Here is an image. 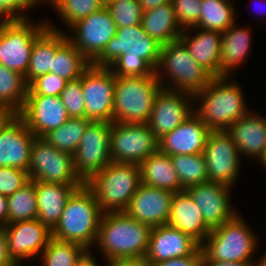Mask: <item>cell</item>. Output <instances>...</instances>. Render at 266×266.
<instances>
[{
  "label": "cell",
  "instance_id": "cell-50",
  "mask_svg": "<svg viewBox=\"0 0 266 266\" xmlns=\"http://www.w3.org/2000/svg\"><path fill=\"white\" fill-rule=\"evenodd\" d=\"M8 224V200L0 194V227Z\"/></svg>",
  "mask_w": 266,
  "mask_h": 266
},
{
  "label": "cell",
  "instance_id": "cell-26",
  "mask_svg": "<svg viewBox=\"0 0 266 266\" xmlns=\"http://www.w3.org/2000/svg\"><path fill=\"white\" fill-rule=\"evenodd\" d=\"M37 196V219L50 230L59 222L69 197L79 188L71 184L34 181Z\"/></svg>",
  "mask_w": 266,
  "mask_h": 266
},
{
  "label": "cell",
  "instance_id": "cell-47",
  "mask_svg": "<svg viewBox=\"0 0 266 266\" xmlns=\"http://www.w3.org/2000/svg\"><path fill=\"white\" fill-rule=\"evenodd\" d=\"M108 266H151L145 256L137 258H122L107 262Z\"/></svg>",
  "mask_w": 266,
  "mask_h": 266
},
{
  "label": "cell",
  "instance_id": "cell-51",
  "mask_svg": "<svg viewBox=\"0 0 266 266\" xmlns=\"http://www.w3.org/2000/svg\"><path fill=\"white\" fill-rule=\"evenodd\" d=\"M138 1L143 11L155 9L156 7H159L160 5L172 2V0H138Z\"/></svg>",
  "mask_w": 266,
  "mask_h": 266
},
{
  "label": "cell",
  "instance_id": "cell-24",
  "mask_svg": "<svg viewBox=\"0 0 266 266\" xmlns=\"http://www.w3.org/2000/svg\"><path fill=\"white\" fill-rule=\"evenodd\" d=\"M168 225L189 235L199 245L204 243L212 231L205 223L200 209L185 189L175 192L172 197Z\"/></svg>",
  "mask_w": 266,
  "mask_h": 266
},
{
  "label": "cell",
  "instance_id": "cell-55",
  "mask_svg": "<svg viewBox=\"0 0 266 266\" xmlns=\"http://www.w3.org/2000/svg\"><path fill=\"white\" fill-rule=\"evenodd\" d=\"M116 0H100V2L102 3V5L104 7H108L111 3H113Z\"/></svg>",
  "mask_w": 266,
  "mask_h": 266
},
{
  "label": "cell",
  "instance_id": "cell-21",
  "mask_svg": "<svg viewBox=\"0 0 266 266\" xmlns=\"http://www.w3.org/2000/svg\"><path fill=\"white\" fill-rule=\"evenodd\" d=\"M174 193L141 184L125 212L150 227L167 225Z\"/></svg>",
  "mask_w": 266,
  "mask_h": 266
},
{
  "label": "cell",
  "instance_id": "cell-38",
  "mask_svg": "<svg viewBox=\"0 0 266 266\" xmlns=\"http://www.w3.org/2000/svg\"><path fill=\"white\" fill-rule=\"evenodd\" d=\"M87 250L76 243L50 238L43 250L44 266H75Z\"/></svg>",
  "mask_w": 266,
  "mask_h": 266
},
{
  "label": "cell",
  "instance_id": "cell-45",
  "mask_svg": "<svg viewBox=\"0 0 266 266\" xmlns=\"http://www.w3.org/2000/svg\"><path fill=\"white\" fill-rule=\"evenodd\" d=\"M202 250L199 247L192 255L182 258H172L151 266H201Z\"/></svg>",
  "mask_w": 266,
  "mask_h": 266
},
{
  "label": "cell",
  "instance_id": "cell-57",
  "mask_svg": "<svg viewBox=\"0 0 266 266\" xmlns=\"http://www.w3.org/2000/svg\"><path fill=\"white\" fill-rule=\"evenodd\" d=\"M12 266H19V263H14Z\"/></svg>",
  "mask_w": 266,
  "mask_h": 266
},
{
  "label": "cell",
  "instance_id": "cell-9",
  "mask_svg": "<svg viewBox=\"0 0 266 266\" xmlns=\"http://www.w3.org/2000/svg\"><path fill=\"white\" fill-rule=\"evenodd\" d=\"M256 237L242 217L237 214L233 219L212 229L204 243L200 245L202 259L253 262L251 257L258 245Z\"/></svg>",
  "mask_w": 266,
  "mask_h": 266
},
{
  "label": "cell",
  "instance_id": "cell-49",
  "mask_svg": "<svg viewBox=\"0 0 266 266\" xmlns=\"http://www.w3.org/2000/svg\"><path fill=\"white\" fill-rule=\"evenodd\" d=\"M253 262H223L212 259H201V266H252Z\"/></svg>",
  "mask_w": 266,
  "mask_h": 266
},
{
  "label": "cell",
  "instance_id": "cell-30",
  "mask_svg": "<svg viewBox=\"0 0 266 266\" xmlns=\"http://www.w3.org/2000/svg\"><path fill=\"white\" fill-rule=\"evenodd\" d=\"M142 28L161 45L180 39L183 29L177 22L172 2L143 11Z\"/></svg>",
  "mask_w": 266,
  "mask_h": 266
},
{
  "label": "cell",
  "instance_id": "cell-7",
  "mask_svg": "<svg viewBox=\"0 0 266 266\" xmlns=\"http://www.w3.org/2000/svg\"><path fill=\"white\" fill-rule=\"evenodd\" d=\"M162 88L156 75L116 77L113 122L146 124Z\"/></svg>",
  "mask_w": 266,
  "mask_h": 266
},
{
  "label": "cell",
  "instance_id": "cell-43",
  "mask_svg": "<svg viewBox=\"0 0 266 266\" xmlns=\"http://www.w3.org/2000/svg\"><path fill=\"white\" fill-rule=\"evenodd\" d=\"M202 0H172L178 24L184 30L194 27L201 15Z\"/></svg>",
  "mask_w": 266,
  "mask_h": 266
},
{
  "label": "cell",
  "instance_id": "cell-6",
  "mask_svg": "<svg viewBox=\"0 0 266 266\" xmlns=\"http://www.w3.org/2000/svg\"><path fill=\"white\" fill-rule=\"evenodd\" d=\"M141 184L138 164L118 162L109 163L85 183L103 213L125 211Z\"/></svg>",
  "mask_w": 266,
  "mask_h": 266
},
{
  "label": "cell",
  "instance_id": "cell-13",
  "mask_svg": "<svg viewBox=\"0 0 266 266\" xmlns=\"http://www.w3.org/2000/svg\"><path fill=\"white\" fill-rule=\"evenodd\" d=\"M116 76L106 67L90 65L81 75L85 102V118L90 121L113 122Z\"/></svg>",
  "mask_w": 266,
  "mask_h": 266
},
{
  "label": "cell",
  "instance_id": "cell-56",
  "mask_svg": "<svg viewBox=\"0 0 266 266\" xmlns=\"http://www.w3.org/2000/svg\"><path fill=\"white\" fill-rule=\"evenodd\" d=\"M259 161H260V163L263 164V166L266 167V151H265V153H264V156H263Z\"/></svg>",
  "mask_w": 266,
  "mask_h": 266
},
{
  "label": "cell",
  "instance_id": "cell-4",
  "mask_svg": "<svg viewBox=\"0 0 266 266\" xmlns=\"http://www.w3.org/2000/svg\"><path fill=\"white\" fill-rule=\"evenodd\" d=\"M102 214L94 193L84 184L69 197L51 237L89 250L96 243Z\"/></svg>",
  "mask_w": 266,
  "mask_h": 266
},
{
  "label": "cell",
  "instance_id": "cell-23",
  "mask_svg": "<svg viewBox=\"0 0 266 266\" xmlns=\"http://www.w3.org/2000/svg\"><path fill=\"white\" fill-rule=\"evenodd\" d=\"M200 245L189 235L167 225L151 227L145 255L152 265L172 258L192 255Z\"/></svg>",
  "mask_w": 266,
  "mask_h": 266
},
{
  "label": "cell",
  "instance_id": "cell-16",
  "mask_svg": "<svg viewBox=\"0 0 266 266\" xmlns=\"http://www.w3.org/2000/svg\"><path fill=\"white\" fill-rule=\"evenodd\" d=\"M190 97L194 98V95L183 91L160 89L147 123L158 139L174 130L194 113V104L190 103L194 100Z\"/></svg>",
  "mask_w": 266,
  "mask_h": 266
},
{
  "label": "cell",
  "instance_id": "cell-32",
  "mask_svg": "<svg viewBox=\"0 0 266 266\" xmlns=\"http://www.w3.org/2000/svg\"><path fill=\"white\" fill-rule=\"evenodd\" d=\"M25 76L0 64V107L19 114L27 98Z\"/></svg>",
  "mask_w": 266,
  "mask_h": 266
},
{
  "label": "cell",
  "instance_id": "cell-46",
  "mask_svg": "<svg viewBox=\"0 0 266 266\" xmlns=\"http://www.w3.org/2000/svg\"><path fill=\"white\" fill-rule=\"evenodd\" d=\"M14 263L8 253L5 231L0 227V266H12Z\"/></svg>",
  "mask_w": 266,
  "mask_h": 266
},
{
  "label": "cell",
  "instance_id": "cell-34",
  "mask_svg": "<svg viewBox=\"0 0 266 266\" xmlns=\"http://www.w3.org/2000/svg\"><path fill=\"white\" fill-rule=\"evenodd\" d=\"M230 2L231 0H202L199 21L192 29L224 32L236 22L235 7Z\"/></svg>",
  "mask_w": 266,
  "mask_h": 266
},
{
  "label": "cell",
  "instance_id": "cell-35",
  "mask_svg": "<svg viewBox=\"0 0 266 266\" xmlns=\"http://www.w3.org/2000/svg\"><path fill=\"white\" fill-rule=\"evenodd\" d=\"M90 122L86 118H70L62 126L49 131L42 138L56 149L74 155Z\"/></svg>",
  "mask_w": 266,
  "mask_h": 266
},
{
  "label": "cell",
  "instance_id": "cell-18",
  "mask_svg": "<svg viewBox=\"0 0 266 266\" xmlns=\"http://www.w3.org/2000/svg\"><path fill=\"white\" fill-rule=\"evenodd\" d=\"M18 115L36 137H43L70 119L61 97L48 95H27Z\"/></svg>",
  "mask_w": 266,
  "mask_h": 266
},
{
  "label": "cell",
  "instance_id": "cell-31",
  "mask_svg": "<svg viewBox=\"0 0 266 266\" xmlns=\"http://www.w3.org/2000/svg\"><path fill=\"white\" fill-rule=\"evenodd\" d=\"M236 27V23H234L222 32L220 77H229L230 71L243 63L250 49L249 29Z\"/></svg>",
  "mask_w": 266,
  "mask_h": 266
},
{
  "label": "cell",
  "instance_id": "cell-2",
  "mask_svg": "<svg viewBox=\"0 0 266 266\" xmlns=\"http://www.w3.org/2000/svg\"><path fill=\"white\" fill-rule=\"evenodd\" d=\"M0 17V64L26 76L35 39L48 24H32L8 0H0Z\"/></svg>",
  "mask_w": 266,
  "mask_h": 266
},
{
  "label": "cell",
  "instance_id": "cell-28",
  "mask_svg": "<svg viewBox=\"0 0 266 266\" xmlns=\"http://www.w3.org/2000/svg\"><path fill=\"white\" fill-rule=\"evenodd\" d=\"M48 27L35 39L25 81L29 85L38 76L51 72L56 50L68 39L67 35L47 23Z\"/></svg>",
  "mask_w": 266,
  "mask_h": 266
},
{
  "label": "cell",
  "instance_id": "cell-29",
  "mask_svg": "<svg viewBox=\"0 0 266 266\" xmlns=\"http://www.w3.org/2000/svg\"><path fill=\"white\" fill-rule=\"evenodd\" d=\"M141 182L145 186L171 191L184 190L181 187L171 157L159 150L146 158L140 165Z\"/></svg>",
  "mask_w": 266,
  "mask_h": 266
},
{
  "label": "cell",
  "instance_id": "cell-33",
  "mask_svg": "<svg viewBox=\"0 0 266 266\" xmlns=\"http://www.w3.org/2000/svg\"><path fill=\"white\" fill-rule=\"evenodd\" d=\"M90 61L67 39L55 52L51 73L66 81L79 79Z\"/></svg>",
  "mask_w": 266,
  "mask_h": 266
},
{
  "label": "cell",
  "instance_id": "cell-11",
  "mask_svg": "<svg viewBox=\"0 0 266 266\" xmlns=\"http://www.w3.org/2000/svg\"><path fill=\"white\" fill-rule=\"evenodd\" d=\"M159 139L148 124L112 122L110 155L112 162L140 165L158 151Z\"/></svg>",
  "mask_w": 266,
  "mask_h": 266
},
{
  "label": "cell",
  "instance_id": "cell-36",
  "mask_svg": "<svg viewBox=\"0 0 266 266\" xmlns=\"http://www.w3.org/2000/svg\"><path fill=\"white\" fill-rule=\"evenodd\" d=\"M8 224L37 219V196L34 180L7 197Z\"/></svg>",
  "mask_w": 266,
  "mask_h": 266
},
{
  "label": "cell",
  "instance_id": "cell-52",
  "mask_svg": "<svg viewBox=\"0 0 266 266\" xmlns=\"http://www.w3.org/2000/svg\"><path fill=\"white\" fill-rule=\"evenodd\" d=\"M75 266H98V264L92 255H90L89 250H87L76 262Z\"/></svg>",
  "mask_w": 266,
  "mask_h": 266
},
{
  "label": "cell",
  "instance_id": "cell-19",
  "mask_svg": "<svg viewBox=\"0 0 266 266\" xmlns=\"http://www.w3.org/2000/svg\"><path fill=\"white\" fill-rule=\"evenodd\" d=\"M35 137L24 120L14 114L0 129V167L28 171Z\"/></svg>",
  "mask_w": 266,
  "mask_h": 266
},
{
  "label": "cell",
  "instance_id": "cell-27",
  "mask_svg": "<svg viewBox=\"0 0 266 266\" xmlns=\"http://www.w3.org/2000/svg\"><path fill=\"white\" fill-rule=\"evenodd\" d=\"M186 31L187 29L183 30L180 39L187 46L191 56L214 78H220L222 32L201 29L191 37L189 31Z\"/></svg>",
  "mask_w": 266,
  "mask_h": 266
},
{
  "label": "cell",
  "instance_id": "cell-39",
  "mask_svg": "<svg viewBox=\"0 0 266 266\" xmlns=\"http://www.w3.org/2000/svg\"><path fill=\"white\" fill-rule=\"evenodd\" d=\"M52 6L69 27L104 7L100 0H57Z\"/></svg>",
  "mask_w": 266,
  "mask_h": 266
},
{
  "label": "cell",
  "instance_id": "cell-37",
  "mask_svg": "<svg viewBox=\"0 0 266 266\" xmlns=\"http://www.w3.org/2000/svg\"><path fill=\"white\" fill-rule=\"evenodd\" d=\"M170 157L183 189L208 182L207 165L203 153Z\"/></svg>",
  "mask_w": 266,
  "mask_h": 266
},
{
  "label": "cell",
  "instance_id": "cell-10",
  "mask_svg": "<svg viewBox=\"0 0 266 266\" xmlns=\"http://www.w3.org/2000/svg\"><path fill=\"white\" fill-rule=\"evenodd\" d=\"M28 173L34 181L71 184L75 188L85 184L75 172L73 155L56 149L42 137L34 138Z\"/></svg>",
  "mask_w": 266,
  "mask_h": 266
},
{
  "label": "cell",
  "instance_id": "cell-12",
  "mask_svg": "<svg viewBox=\"0 0 266 266\" xmlns=\"http://www.w3.org/2000/svg\"><path fill=\"white\" fill-rule=\"evenodd\" d=\"M111 125L112 122L91 121L73 155L75 172L84 183L112 162Z\"/></svg>",
  "mask_w": 266,
  "mask_h": 266
},
{
  "label": "cell",
  "instance_id": "cell-53",
  "mask_svg": "<svg viewBox=\"0 0 266 266\" xmlns=\"http://www.w3.org/2000/svg\"><path fill=\"white\" fill-rule=\"evenodd\" d=\"M13 115L10 110L0 107V129Z\"/></svg>",
  "mask_w": 266,
  "mask_h": 266
},
{
  "label": "cell",
  "instance_id": "cell-15",
  "mask_svg": "<svg viewBox=\"0 0 266 266\" xmlns=\"http://www.w3.org/2000/svg\"><path fill=\"white\" fill-rule=\"evenodd\" d=\"M208 181L233 186L239 174L240 153L226 130L211 131L203 149Z\"/></svg>",
  "mask_w": 266,
  "mask_h": 266
},
{
  "label": "cell",
  "instance_id": "cell-22",
  "mask_svg": "<svg viewBox=\"0 0 266 266\" xmlns=\"http://www.w3.org/2000/svg\"><path fill=\"white\" fill-rule=\"evenodd\" d=\"M210 132L194 112L178 127L159 139L158 150L170 156L203 153Z\"/></svg>",
  "mask_w": 266,
  "mask_h": 266
},
{
  "label": "cell",
  "instance_id": "cell-20",
  "mask_svg": "<svg viewBox=\"0 0 266 266\" xmlns=\"http://www.w3.org/2000/svg\"><path fill=\"white\" fill-rule=\"evenodd\" d=\"M230 189L229 185L208 181L185 190L200 209L205 223L214 229L238 214L230 205Z\"/></svg>",
  "mask_w": 266,
  "mask_h": 266
},
{
  "label": "cell",
  "instance_id": "cell-48",
  "mask_svg": "<svg viewBox=\"0 0 266 266\" xmlns=\"http://www.w3.org/2000/svg\"><path fill=\"white\" fill-rule=\"evenodd\" d=\"M15 8H17L20 11H26L28 8H32L33 6H36V4H39L43 0H8ZM50 1L51 5L54 4L57 0H45Z\"/></svg>",
  "mask_w": 266,
  "mask_h": 266
},
{
  "label": "cell",
  "instance_id": "cell-42",
  "mask_svg": "<svg viewBox=\"0 0 266 266\" xmlns=\"http://www.w3.org/2000/svg\"><path fill=\"white\" fill-rule=\"evenodd\" d=\"M67 82L54 73L43 74L29 84L27 95L60 96Z\"/></svg>",
  "mask_w": 266,
  "mask_h": 266
},
{
  "label": "cell",
  "instance_id": "cell-25",
  "mask_svg": "<svg viewBox=\"0 0 266 266\" xmlns=\"http://www.w3.org/2000/svg\"><path fill=\"white\" fill-rule=\"evenodd\" d=\"M226 132L231 136L240 155L260 160L266 151V117L250 112L232 123Z\"/></svg>",
  "mask_w": 266,
  "mask_h": 266
},
{
  "label": "cell",
  "instance_id": "cell-3",
  "mask_svg": "<svg viewBox=\"0 0 266 266\" xmlns=\"http://www.w3.org/2000/svg\"><path fill=\"white\" fill-rule=\"evenodd\" d=\"M151 227L125 211L105 212L99 223L96 243L106 261L146 255Z\"/></svg>",
  "mask_w": 266,
  "mask_h": 266
},
{
  "label": "cell",
  "instance_id": "cell-1",
  "mask_svg": "<svg viewBox=\"0 0 266 266\" xmlns=\"http://www.w3.org/2000/svg\"><path fill=\"white\" fill-rule=\"evenodd\" d=\"M161 46L141 24L120 27L91 64L109 68L116 77L156 75Z\"/></svg>",
  "mask_w": 266,
  "mask_h": 266
},
{
  "label": "cell",
  "instance_id": "cell-44",
  "mask_svg": "<svg viewBox=\"0 0 266 266\" xmlns=\"http://www.w3.org/2000/svg\"><path fill=\"white\" fill-rule=\"evenodd\" d=\"M28 171L0 167V194L10 196L30 181Z\"/></svg>",
  "mask_w": 266,
  "mask_h": 266
},
{
  "label": "cell",
  "instance_id": "cell-54",
  "mask_svg": "<svg viewBox=\"0 0 266 266\" xmlns=\"http://www.w3.org/2000/svg\"><path fill=\"white\" fill-rule=\"evenodd\" d=\"M252 266H266V253L263 257H261L260 261H258L256 264L252 263Z\"/></svg>",
  "mask_w": 266,
  "mask_h": 266
},
{
  "label": "cell",
  "instance_id": "cell-40",
  "mask_svg": "<svg viewBox=\"0 0 266 266\" xmlns=\"http://www.w3.org/2000/svg\"><path fill=\"white\" fill-rule=\"evenodd\" d=\"M107 8L117 28L141 24L143 10L138 0H116Z\"/></svg>",
  "mask_w": 266,
  "mask_h": 266
},
{
  "label": "cell",
  "instance_id": "cell-8",
  "mask_svg": "<svg viewBox=\"0 0 266 266\" xmlns=\"http://www.w3.org/2000/svg\"><path fill=\"white\" fill-rule=\"evenodd\" d=\"M159 69L165 70L168 79L172 80L170 87L169 84H163L164 81L160 75L162 70ZM155 74L162 88L188 92L193 95L204 90L214 79L206 69L195 61L181 39L161 46Z\"/></svg>",
  "mask_w": 266,
  "mask_h": 266
},
{
  "label": "cell",
  "instance_id": "cell-41",
  "mask_svg": "<svg viewBox=\"0 0 266 266\" xmlns=\"http://www.w3.org/2000/svg\"><path fill=\"white\" fill-rule=\"evenodd\" d=\"M70 118H85V100L79 79L68 81L60 95Z\"/></svg>",
  "mask_w": 266,
  "mask_h": 266
},
{
  "label": "cell",
  "instance_id": "cell-5",
  "mask_svg": "<svg viewBox=\"0 0 266 266\" xmlns=\"http://www.w3.org/2000/svg\"><path fill=\"white\" fill-rule=\"evenodd\" d=\"M227 80L228 77L214 78L204 90L194 94L193 99H201V106L194 112L211 131L226 130L249 113L239 85Z\"/></svg>",
  "mask_w": 266,
  "mask_h": 266
},
{
  "label": "cell",
  "instance_id": "cell-14",
  "mask_svg": "<svg viewBox=\"0 0 266 266\" xmlns=\"http://www.w3.org/2000/svg\"><path fill=\"white\" fill-rule=\"evenodd\" d=\"M74 36L68 40L92 63L116 35L117 26L107 7H103L70 27Z\"/></svg>",
  "mask_w": 266,
  "mask_h": 266
},
{
  "label": "cell",
  "instance_id": "cell-17",
  "mask_svg": "<svg viewBox=\"0 0 266 266\" xmlns=\"http://www.w3.org/2000/svg\"><path fill=\"white\" fill-rule=\"evenodd\" d=\"M3 229L9 256L15 263L43 252L51 238V230L39 219L17 221Z\"/></svg>",
  "mask_w": 266,
  "mask_h": 266
}]
</instances>
